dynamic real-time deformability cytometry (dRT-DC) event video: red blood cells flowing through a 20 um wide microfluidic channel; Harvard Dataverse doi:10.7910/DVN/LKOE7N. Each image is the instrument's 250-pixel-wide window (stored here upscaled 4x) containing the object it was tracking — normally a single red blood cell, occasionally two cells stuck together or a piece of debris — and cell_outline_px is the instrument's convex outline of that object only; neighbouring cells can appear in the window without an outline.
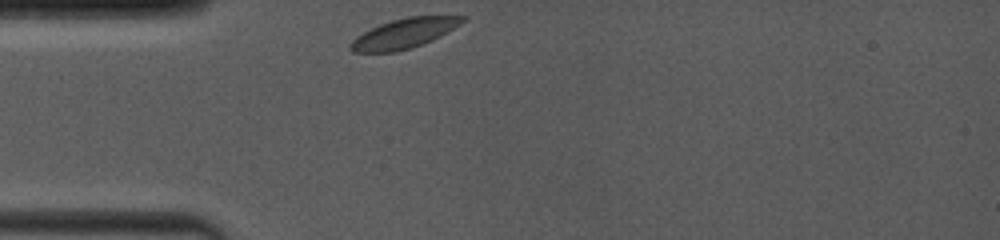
{"species": "common noctule bat (a hibernating species)", "species_latin": "Nyctalus noctula", "temperature_condition": "room temperature", "stored_images_in_passage": 23, "camera_frame_rate_fps": 4000, "um_per_image_px": 0.085, "animal": {"sex": "female", "body_mass_g": 19.0, "forearm_length_mm": 53.3}, "frame": {"image": 1, "passage_image": 1, "time_ms": 0.0, "image_size_px": [1000, 240], "cell_outline_px": [[468, 16], [460, 24], [440, 36], [432, 40], [396, 52], [352, 52], [348, 48], [352, 40], [356, 36], [380, 24], [392, 20], [408, 16]], "centroid_in_image_um": [34.32, 2.84], "position_along_channel_um": 50.7, "area_um2": 19.13}}
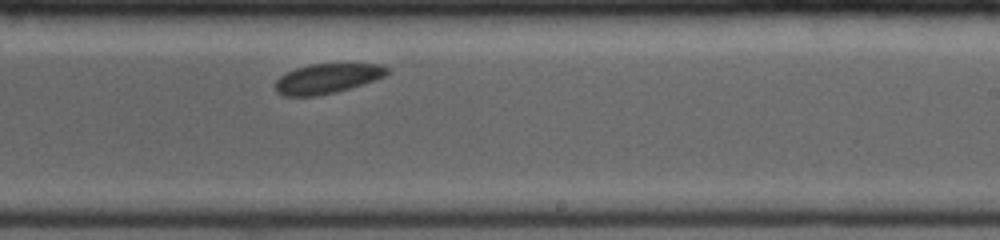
{"frame": {"image": 2, "passage_image": 14, "time_ms": 5.75, "image_size_px": [1000, 240], "cell_outline_px": [[388, 72], [384, 76], [336, 92], [316, 96], [284, 96], [276, 92], [276, 80], [280, 76], [296, 68], [308, 64], [380, 64], [388, 68]], "centroid_in_image_um": [27.76, 6.67], "position_along_channel_um": 261.2, "area_um2": 19.07}}
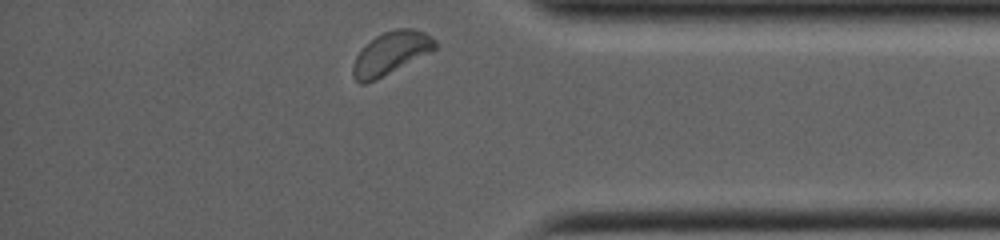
{"frame": {"image": 3, "passage_image": 23, "time_ms": 9.5, "image_size_px": [1000, 240], "cell_outline_px": [[436, 48], [432, 52], [376, 80], [364, 84], [360, 84], [352, 76], [352, 64], [356, 56], [376, 36], [384, 32], [400, 28], [412, 28], [424, 32], [432, 36], [436, 40]], "centroid_in_image_um": [33.24, 4.54], "position_along_channel_um": 402.0, "area_um2": 20.4}, "authors_computed_cell_mechanics": {"area_um2": 19.941, "velocity_mm_per_s": 3.8698, "shape_relaxation_time_tau1_ms": 1.1945, "shape_relaxation_time_tau2_ms": null, "deformation_change_tau1": 0.0445, "deformation_change_tau2": null}}